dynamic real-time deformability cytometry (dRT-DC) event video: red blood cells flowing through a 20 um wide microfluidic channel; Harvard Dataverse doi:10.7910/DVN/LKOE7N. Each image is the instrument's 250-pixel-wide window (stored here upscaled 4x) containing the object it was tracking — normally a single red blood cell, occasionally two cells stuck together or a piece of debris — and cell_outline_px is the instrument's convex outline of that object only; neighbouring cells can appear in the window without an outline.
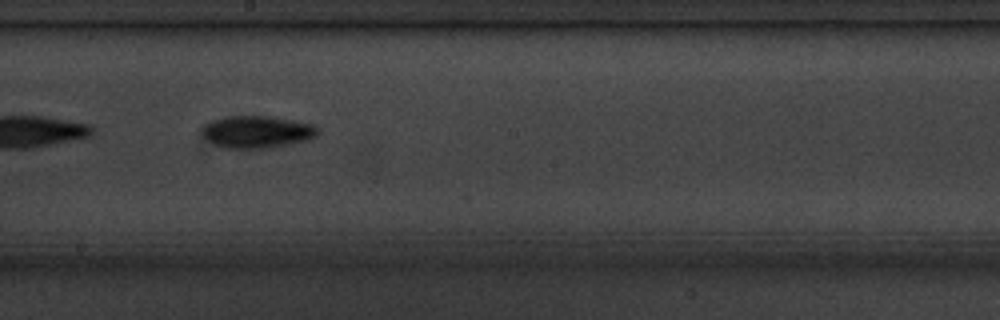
{"species": "common noctule bat (a hibernating species)", "species_latin": "Nyctalus noctula", "temperature_condition": "cold", "stored_images_in_passage": 6, "camera_frame_rate_fps": 3000, "um_per_image_px": 0.085, "animal": {"sex": "male", "body_mass_g": 20.1, "forearm_length_mm": 53.5}, "frame": {"image": 1, "passage_image": 5, "time_ms": 4.333, "image_size_px": [1000, 320], "cell_outline_px": [[320, 132], [316, 136], [304, 140], [288, 144], [268, 148], [224, 148], [208, 140], [204, 136], [204, 124], [212, 120], [228, 116], [268, 116], [292, 120], [312, 124], [320, 128]], "centroid_in_image_um": [21.87, 11.2], "position_along_channel_um": 226.3, "area_um2": 21.44}}